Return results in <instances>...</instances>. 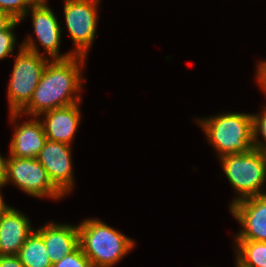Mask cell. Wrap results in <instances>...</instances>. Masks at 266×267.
<instances>
[{
    "label": "cell",
    "mask_w": 266,
    "mask_h": 267,
    "mask_svg": "<svg viewBox=\"0 0 266 267\" xmlns=\"http://www.w3.org/2000/svg\"><path fill=\"white\" fill-rule=\"evenodd\" d=\"M85 56L73 55L67 59L48 61L29 104L20 112L22 115L40 117L56 108L81 103L82 67Z\"/></svg>",
    "instance_id": "6da1fadb"
},
{
    "label": "cell",
    "mask_w": 266,
    "mask_h": 267,
    "mask_svg": "<svg viewBox=\"0 0 266 267\" xmlns=\"http://www.w3.org/2000/svg\"><path fill=\"white\" fill-rule=\"evenodd\" d=\"M79 246L93 267H113L135 246V241L97 218L78 225Z\"/></svg>",
    "instance_id": "7a4b0ae2"
},
{
    "label": "cell",
    "mask_w": 266,
    "mask_h": 267,
    "mask_svg": "<svg viewBox=\"0 0 266 267\" xmlns=\"http://www.w3.org/2000/svg\"><path fill=\"white\" fill-rule=\"evenodd\" d=\"M37 46L30 34L19 46L7 88L9 113H20L29 104L49 61Z\"/></svg>",
    "instance_id": "3957f363"
},
{
    "label": "cell",
    "mask_w": 266,
    "mask_h": 267,
    "mask_svg": "<svg viewBox=\"0 0 266 267\" xmlns=\"http://www.w3.org/2000/svg\"><path fill=\"white\" fill-rule=\"evenodd\" d=\"M195 121L200 124L219 158L253 149L252 114L226 112Z\"/></svg>",
    "instance_id": "277c9868"
},
{
    "label": "cell",
    "mask_w": 266,
    "mask_h": 267,
    "mask_svg": "<svg viewBox=\"0 0 266 267\" xmlns=\"http://www.w3.org/2000/svg\"><path fill=\"white\" fill-rule=\"evenodd\" d=\"M221 167L237 197L229 204L252 196L266 194V153L251 149L247 153H234L219 158Z\"/></svg>",
    "instance_id": "5b68a950"
},
{
    "label": "cell",
    "mask_w": 266,
    "mask_h": 267,
    "mask_svg": "<svg viewBox=\"0 0 266 267\" xmlns=\"http://www.w3.org/2000/svg\"><path fill=\"white\" fill-rule=\"evenodd\" d=\"M11 182L32 197L52 199L64 197L52 184L46 169L37 158L8 156L5 185Z\"/></svg>",
    "instance_id": "8992f818"
},
{
    "label": "cell",
    "mask_w": 266,
    "mask_h": 267,
    "mask_svg": "<svg viewBox=\"0 0 266 267\" xmlns=\"http://www.w3.org/2000/svg\"><path fill=\"white\" fill-rule=\"evenodd\" d=\"M100 0H65V25L72 39L75 50L72 53L87 56L95 40Z\"/></svg>",
    "instance_id": "52a82bcc"
},
{
    "label": "cell",
    "mask_w": 266,
    "mask_h": 267,
    "mask_svg": "<svg viewBox=\"0 0 266 267\" xmlns=\"http://www.w3.org/2000/svg\"><path fill=\"white\" fill-rule=\"evenodd\" d=\"M71 145L47 140L37 160L46 169L52 184L64 195L74 186Z\"/></svg>",
    "instance_id": "ba28073f"
},
{
    "label": "cell",
    "mask_w": 266,
    "mask_h": 267,
    "mask_svg": "<svg viewBox=\"0 0 266 267\" xmlns=\"http://www.w3.org/2000/svg\"><path fill=\"white\" fill-rule=\"evenodd\" d=\"M229 208L242 226L235 240L266 242V194L241 199Z\"/></svg>",
    "instance_id": "9c48e42d"
},
{
    "label": "cell",
    "mask_w": 266,
    "mask_h": 267,
    "mask_svg": "<svg viewBox=\"0 0 266 267\" xmlns=\"http://www.w3.org/2000/svg\"><path fill=\"white\" fill-rule=\"evenodd\" d=\"M29 11L34 33L36 34V39L39 41L38 44L42 45L49 58L51 57L50 59L54 60L72 57L74 55L72 51L64 55L59 52L62 27L52 9L48 7L47 0H40L37 4L30 7L20 21L27 17Z\"/></svg>",
    "instance_id": "30bf717a"
},
{
    "label": "cell",
    "mask_w": 266,
    "mask_h": 267,
    "mask_svg": "<svg viewBox=\"0 0 266 267\" xmlns=\"http://www.w3.org/2000/svg\"><path fill=\"white\" fill-rule=\"evenodd\" d=\"M21 115V113H10V121L13 122L15 130L10 141L9 156L37 158L47 141L42 122L39 117L31 119L30 116V120L17 124L18 117Z\"/></svg>",
    "instance_id": "8fae6325"
},
{
    "label": "cell",
    "mask_w": 266,
    "mask_h": 267,
    "mask_svg": "<svg viewBox=\"0 0 266 267\" xmlns=\"http://www.w3.org/2000/svg\"><path fill=\"white\" fill-rule=\"evenodd\" d=\"M79 104L56 108L40 115H44V119L40 117V120L47 140L72 145L81 120Z\"/></svg>",
    "instance_id": "7c38bea8"
},
{
    "label": "cell",
    "mask_w": 266,
    "mask_h": 267,
    "mask_svg": "<svg viewBox=\"0 0 266 267\" xmlns=\"http://www.w3.org/2000/svg\"><path fill=\"white\" fill-rule=\"evenodd\" d=\"M36 231L43 238L52 264L79 246L78 225L57 224L51 221Z\"/></svg>",
    "instance_id": "4fadbf2b"
},
{
    "label": "cell",
    "mask_w": 266,
    "mask_h": 267,
    "mask_svg": "<svg viewBox=\"0 0 266 267\" xmlns=\"http://www.w3.org/2000/svg\"><path fill=\"white\" fill-rule=\"evenodd\" d=\"M33 230L26 215L12 207L0 219V255H17Z\"/></svg>",
    "instance_id": "5bb4252c"
},
{
    "label": "cell",
    "mask_w": 266,
    "mask_h": 267,
    "mask_svg": "<svg viewBox=\"0 0 266 267\" xmlns=\"http://www.w3.org/2000/svg\"><path fill=\"white\" fill-rule=\"evenodd\" d=\"M17 256L24 267H52L43 238L36 230L27 237Z\"/></svg>",
    "instance_id": "9a60e30c"
},
{
    "label": "cell",
    "mask_w": 266,
    "mask_h": 267,
    "mask_svg": "<svg viewBox=\"0 0 266 267\" xmlns=\"http://www.w3.org/2000/svg\"><path fill=\"white\" fill-rule=\"evenodd\" d=\"M236 241L237 267H266V242L252 240Z\"/></svg>",
    "instance_id": "2e32d148"
},
{
    "label": "cell",
    "mask_w": 266,
    "mask_h": 267,
    "mask_svg": "<svg viewBox=\"0 0 266 267\" xmlns=\"http://www.w3.org/2000/svg\"><path fill=\"white\" fill-rule=\"evenodd\" d=\"M40 0H0V10L10 14L20 21L26 15L27 10Z\"/></svg>",
    "instance_id": "e0dca14e"
},
{
    "label": "cell",
    "mask_w": 266,
    "mask_h": 267,
    "mask_svg": "<svg viewBox=\"0 0 266 267\" xmlns=\"http://www.w3.org/2000/svg\"><path fill=\"white\" fill-rule=\"evenodd\" d=\"M253 119V148L266 153V106L259 114H252ZM260 134V135H259ZM262 135L264 143L258 136Z\"/></svg>",
    "instance_id": "ac0fdd59"
},
{
    "label": "cell",
    "mask_w": 266,
    "mask_h": 267,
    "mask_svg": "<svg viewBox=\"0 0 266 267\" xmlns=\"http://www.w3.org/2000/svg\"><path fill=\"white\" fill-rule=\"evenodd\" d=\"M20 23L21 21L16 20L8 29L0 31V60L14 56L12 52L17 46L14 28Z\"/></svg>",
    "instance_id": "d6986e66"
},
{
    "label": "cell",
    "mask_w": 266,
    "mask_h": 267,
    "mask_svg": "<svg viewBox=\"0 0 266 267\" xmlns=\"http://www.w3.org/2000/svg\"><path fill=\"white\" fill-rule=\"evenodd\" d=\"M52 267H93V264L78 246L73 252L53 263Z\"/></svg>",
    "instance_id": "ffe728a7"
},
{
    "label": "cell",
    "mask_w": 266,
    "mask_h": 267,
    "mask_svg": "<svg viewBox=\"0 0 266 267\" xmlns=\"http://www.w3.org/2000/svg\"><path fill=\"white\" fill-rule=\"evenodd\" d=\"M255 74H257L255 76L257 78V83L266 95V59L258 62Z\"/></svg>",
    "instance_id": "44dd1931"
},
{
    "label": "cell",
    "mask_w": 266,
    "mask_h": 267,
    "mask_svg": "<svg viewBox=\"0 0 266 267\" xmlns=\"http://www.w3.org/2000/svg\"><path fill=\"white\" fill-rule=\"evenodd\" d=\"M0 267H24L17 255H0Z\"/></svg>",
    "instance_id": "7402d4cb"
},
{
    "label": "cell",
    "mask_w": 266,
    "mask_h": 267,
    "mask_svg": "<svg viewBox=\"0 0 266 267\" xmlns=\"http://www.w3.org/2000/svg\"><path fill=\"white\" fill-rule=\"evenodd\" d=\"M15 21L10 14L0 10V31L8 29Z\"/></svg>",
    "instance_id": "603a6c76"
},
{
    "label": "cell",
    "mask_w": 266,
    "mask_h": 267,
    "mask_svg": "<svg viewBox=\"0 0 266 267\" xmlns=\"http://www.w3.org/2000/svg\"><path fill=\"white\" fill-rule=\"evenodd\" d=\"M0 153V186H5L6 175H7V160Z\"/></svg>",
    "instance_id": "cb8c5ba5"
},
{
    "label": "cell",
    "mask_w": 266,
    "mask_h": 267,
    "mask_svg": "<svg viewBox=\"0 0 266 267\" xmlns=\"http://www.w3.org/2000/svg\"><path fill=\"white\" fill-rule=\"evenodd\" d=\"M4 187V186H0V189ZM12 207H10V205H7L4 200L3 197L1 195V191H0V219L11 209Z\"/></svg>",
    "instance_id": "d4e9b609"
}]
</instances>
